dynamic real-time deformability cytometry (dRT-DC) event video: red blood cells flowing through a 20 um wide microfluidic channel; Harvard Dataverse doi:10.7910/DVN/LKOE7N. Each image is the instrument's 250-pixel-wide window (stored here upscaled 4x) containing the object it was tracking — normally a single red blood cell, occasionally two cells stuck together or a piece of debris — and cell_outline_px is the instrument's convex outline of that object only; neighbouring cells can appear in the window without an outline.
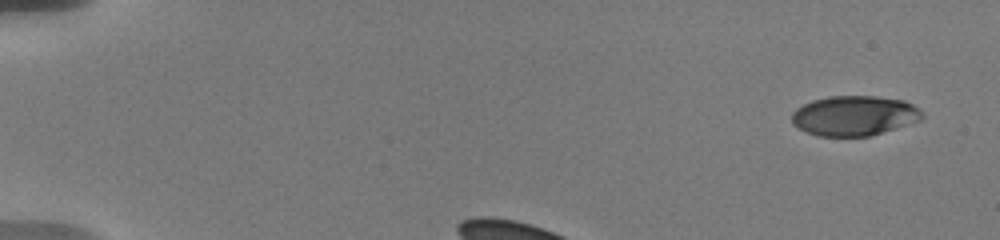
{"species": "human", "species_latin": "Homo sapiens", "temperature_condition": "warm", "stored_images_in_passage": 27, "camera_frame_rate_fps": 3000, "um_per_image_px": 0.085, "donor": {"sex": "male"}, "frame": {"image": 1, "passage_image": 1, "time_ms": 0.0, "image_size_px": [1000, 240], "cell_outline_px": [[924, 116], [920, 120], [868, 136], [820, 136], [808, 132], [792, 124], [792, 112], [796, 108], [812, 100], [828, 96], [876, 96], [904, 100], [920, 108]], "centroid_in_image_um": [72.61, 9.82], "position_along_channel_um": 12.4, "area_um2": 30.17}}
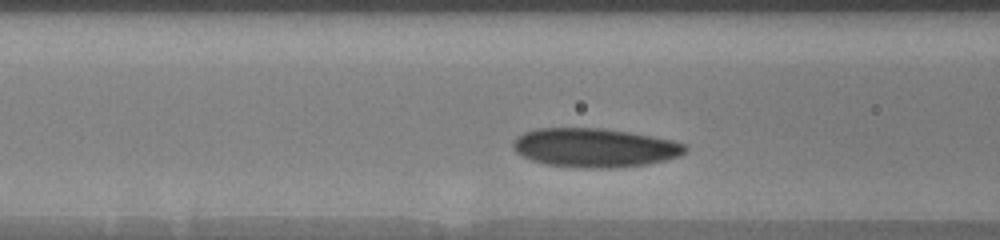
{"frame": {"image": 2, "passage_image": 18, "time_ms": 3.667, "image_size_px": [1000, 240], "cell_outline_px": [[688, 148], [680, 156], [664, 160], [644, 164], [616, 168], [580, 168], [548, 164], [532, 160], [516, 152], [512, 144], [512, 140], [516, 136], [524, 132], [536, 128], [604, 128], [652, 136], [672, 140], [684, 144]], "centroid_in_image_um": [50.52, 12.55], "position_along_channel_um": 116.1, "area_um2": 39.02}}
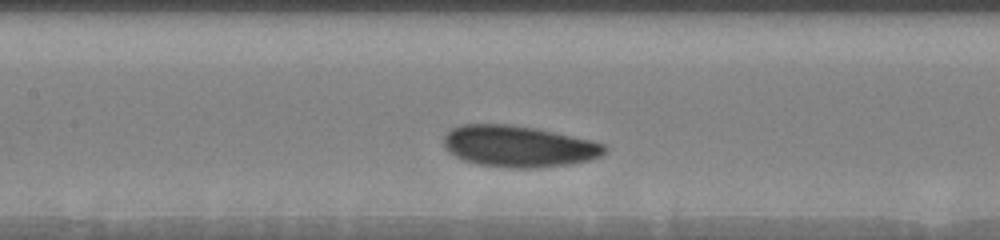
{"frame": {"image": 3, "passage_image": 24, "time_ms": 5.0, "image_size_px": [1000, 240], "cell_outline_px": [[608, 148], [600, 156], [592, 160], [568, 164], [536, 168], [508, 168], [476, 164], [464, 160], [448, 152], [444, 148], [444, 136], [452, 128], [460, 124], [512, 124], [536, 128], [588, 140], [604, 144]], "centroid_in_image_um": [44.04, 12.44], "position_along_channel_um": 163.4, "area_um2": 38.84}}